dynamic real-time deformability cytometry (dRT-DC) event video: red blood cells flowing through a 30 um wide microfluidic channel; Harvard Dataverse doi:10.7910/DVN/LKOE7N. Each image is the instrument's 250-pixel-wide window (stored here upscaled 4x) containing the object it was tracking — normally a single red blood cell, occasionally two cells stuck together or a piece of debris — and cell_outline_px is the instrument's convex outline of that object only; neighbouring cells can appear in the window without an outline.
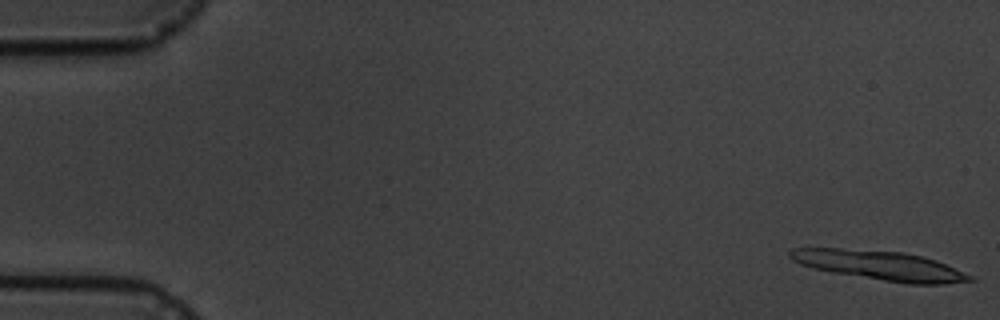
{"species": "common noctule bat (a hibernating species)", "species_latin": "Nyctalus noctula", "temperature_condition": "cold", "stored_images_in_passage": 7, "camera_frame_rate_fps": 3000, "um_per_image_px": 0.085, "animal": {"sex": "male", "body_mass_g": 19.5, "forearm_length_mm": 54.6}, "frame": {"image": 1, "passage_image": 1, "time_ms": 0.0, "image_size_px": [1000, 320], "cell_outline_px": [[976, 280], [944, 284], [908, 284], [832, 272], [812, 268], [800, 264], [792, 260], [788, 256], [788, 252], [792, 248], [840, 248], [904, 252], [936, 260], [972, 276]], "centroid_in_image_um": [74.76, 22.56], "position_along_channel_um": 10.2, "area_um2": 30.63}}
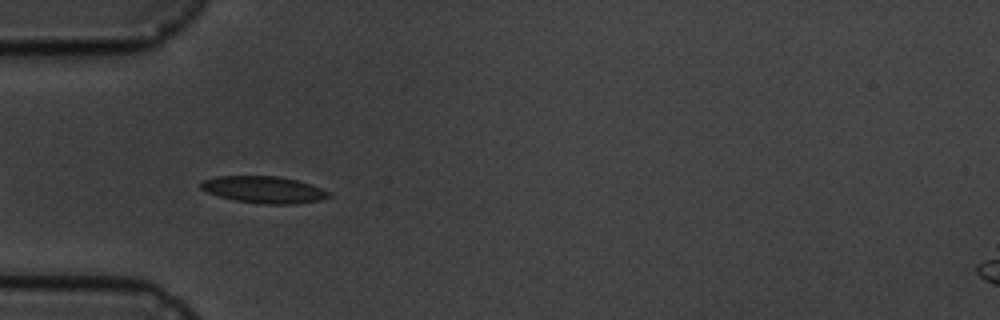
{"frame": {"image": 2, "passage_image": 6, "time_ms": 5.667, "image_size_px": [1000, 320], "cell_outline_px": [[332, 196], [320, 200], [296, 204], [264, 204], [236, 200], [220, 196], [208, 192], [200, 188], [200, 184], [204, 180], [216, 176], [276, 176], [296, 180], [312, 184], [332, 192]], "centroid_in_image_um": [22.49, 16.12], "position_along_channel_um": 62.5, "area_um2": 20.0}}
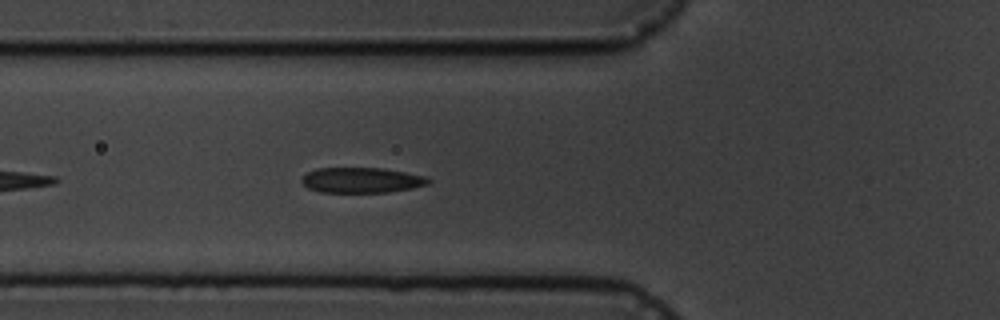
{"frame": {"image": 3, "passage_image": 7, "time_ms": 6.667, "image_size_px": [1000, 320], "cell_outline_px": [[432, 180], [428, 184], [412, 188], [388, 192], [320, 192], [308, 188], [300, 180], [308, 172], [316, 168], [384, 168], [428, 176]], "centroid_in_image_um": [30.77, 15.31], "position_along_channel_um": 95.0, "area_um2": 18.79}}